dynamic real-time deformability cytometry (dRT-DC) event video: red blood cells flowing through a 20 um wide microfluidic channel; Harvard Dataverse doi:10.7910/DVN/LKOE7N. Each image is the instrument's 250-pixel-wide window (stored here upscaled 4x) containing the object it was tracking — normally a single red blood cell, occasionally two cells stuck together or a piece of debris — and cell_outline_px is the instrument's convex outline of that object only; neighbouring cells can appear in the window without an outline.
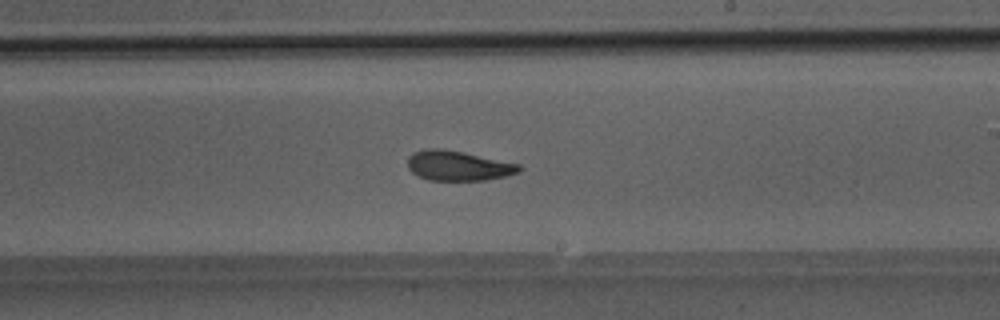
{"species": "Egyptian fruit bat (a non-hibernating species)", "species_latin": "Rousettus aegyptiacus", "temperature_condition": "room temperature", "stored_images_in_passage": 41, "camera_frame_rate_fps": 3000, "um_per_image_px": 0.085, "animal": {"sex": "male"}, "frame": {"image": 1, "passage_image": 24, "time_ms": 7.667, "image_size_px": [1000, 320], "cell_outline_px": [[524, 168], [520, 172], [504, 176], [484, 180], [428, 180], [412, 172], [408, 168], [408, 156], [412, 152], [424, 148], [444, 148], [464, 152], [520, 164]], "centroid_in_image_um": [38.94, 14.07], "position_along_channel_um": 250.1, "area_um2": 19.59}}
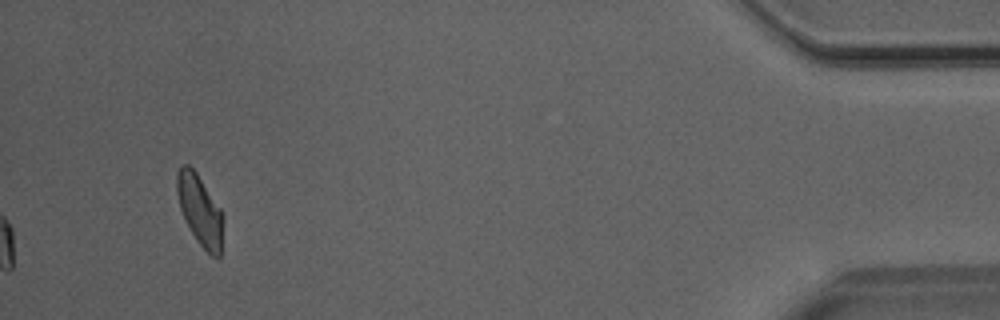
{"frame": {"image": 2, "passage_image": 41, "time_ms": 13.333, "image_size_px": [1000, 320], "cell_outline_px": [[224, 216], [220, 256], [212, 256], [196, 240], [180, 208], [176, 192], [176, 172], [184, 164], [188, 164], [196, 172], [220, 208]], "centroid_in_image_um": [16.99, 17.84], "position_along_channel_um": 418.2, "area_um2": 18.73}}